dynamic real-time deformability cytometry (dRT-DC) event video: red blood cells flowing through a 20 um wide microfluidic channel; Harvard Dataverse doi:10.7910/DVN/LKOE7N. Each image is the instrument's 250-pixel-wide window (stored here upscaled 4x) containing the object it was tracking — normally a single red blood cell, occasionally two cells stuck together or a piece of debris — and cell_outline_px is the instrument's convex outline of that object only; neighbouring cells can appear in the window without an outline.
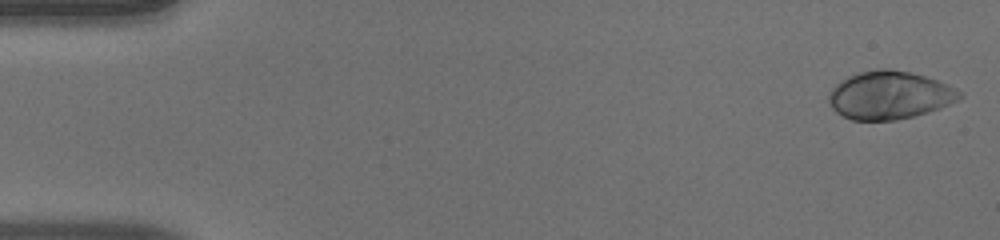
{"species": "human", "species_latin": "Homo sapiens", "temperature_condition": "warm", "stored_images_in_passage": 50, "camera_frame_rate_fps": 3000, "um_per_image_px": 0.085, "donor": {"sex": "male"}, "frame": {"image": 1, "passage_image": 1, "time_ms": 0.0, "image_size_px": [1000, 240], "cell_outline_px": [[964, 96], [940, 108], [928, 112], [896, 120], [852, 120], [836, 112], [832, 108], [828, 100], [828, 96], [832, 88], [840, 80], [856, 72], [876, 68], [888, 68], [912, 72], [948, 84], [956, 88]], "centroid_in_image_um": [75.58, 8.07], "position_along_channel_um": 9.4, "area_um2": 36.76}}
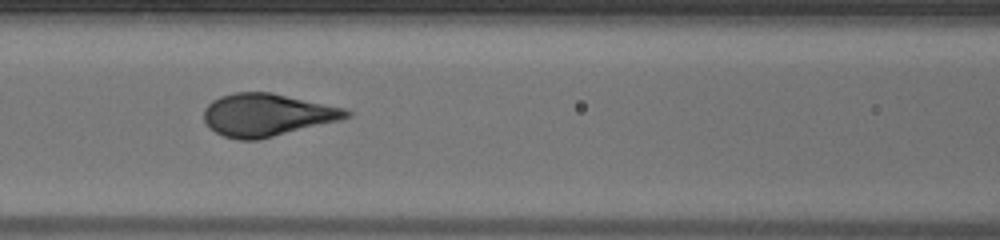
{"frame": {"image": 2, "passage_image": 22, "time_ms": 7.0, "image_size_px": [1000, 240], "cell_outline_px": [[352, 116], [340, 120], [256, 140], [240, 140], [224, 136], [208, 128], [204, 120], [204, 108], [212, 100], [220, 96], [236, 92], [272, 92], [344, 108], [352, 112]], "centroid_in_image_um": [22.67, 9.76], "position_along_channel_um": 143.9, "area_um2": 35.26}}
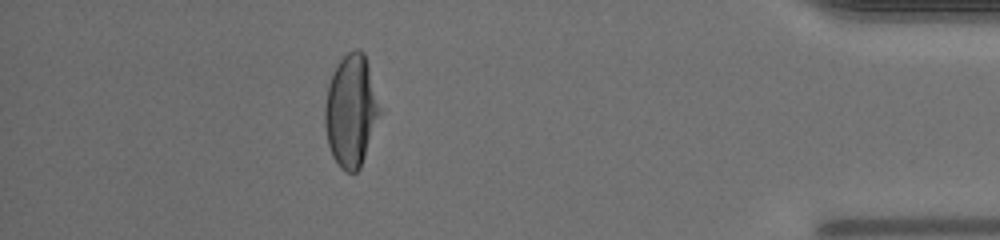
{"frame": {"image": 3, "passage_image": 45, "time_ms": 14.667, "image_size_px": [1000, 240], "cell_outline_px": [[384, 112], [360, 168], [356, 172], [348, 172], [340, 168], [332, 156], [328, 144], [324, 124], [324, 104], [328, 84], [332, 72], [340, 60], [348, 52], [356, 48], [360, 48], [364, 52], [384, 108]], "centroid_in_image_um": [29.9, 9.4], "position_along_channel_um": 405.3, "area_um2": 37.22}}